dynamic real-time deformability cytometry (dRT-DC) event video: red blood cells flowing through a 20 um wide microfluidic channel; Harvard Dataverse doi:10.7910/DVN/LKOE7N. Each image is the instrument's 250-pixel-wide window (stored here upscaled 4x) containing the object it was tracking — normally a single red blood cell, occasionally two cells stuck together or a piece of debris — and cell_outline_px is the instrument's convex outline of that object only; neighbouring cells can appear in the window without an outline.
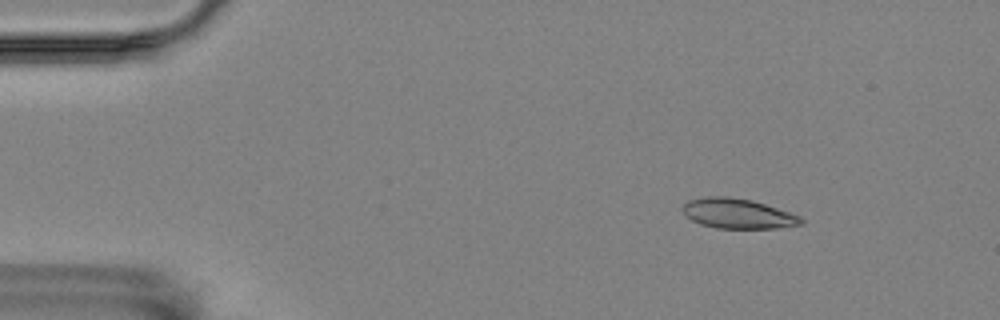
{"species": "Egyptian fruit bat (a non-hibernating species)", "species_latin": "Rousettus aegyptiacus", "temperature_condition": "room temperature", "stored_images_in_passage": 8, "camera_frame_rate_fps": 3000, "um_per_image_px": 0.085, "animal": {"sex": "female"}, "frame": {"image": 1, "passage_image": 2, "time_ms": 0.333, "image_size_px": [1000, 320], "cell_outline_px": [[804, 224], [776, 228], [716, 228], [700, 224], [684, 216], [680, 208], [688, 200], [708, 196], [728, 196], [752, 200], [800, 216], [804, 220]], "centroid_in_image_um": [62.66, 18.15], "position_along_channel_um": 22.3, "area_um2": 20.75}}
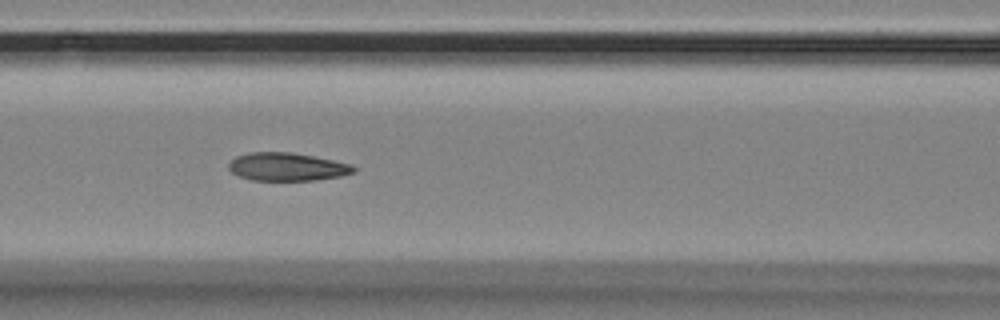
{"frame": {"image": 2, "passage_image": 7, "time_ms": 2.0, "image_size_px": [1000, 320], "cell_outline_px": [[356, 172], [340, 176], [316, 180], [252, 180], [240, 176], [232, 172], [228, 168], [228, 164], [236, 156], [248, 152], [292, 152], [352, 164], [356, 168]], "centroid_in_image_um": [24.41, 14.17], "position_along_channel_um": 142.2, "area_um2": 20.4}}
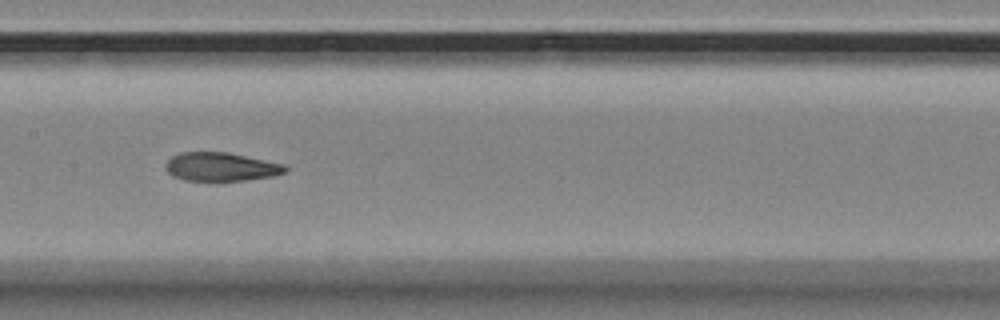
{"frame": {"image": 3, "passage_image": 8, "time_ms": 2.333, "image_size_px": [1000, 320], "cell_outline_px": [[288, 168], [284, 172], [272, 176], [244, 180], [184, 180], [172, 176], [164, 168], [164, 164], [172, 156], [180, 152], [228, 152], [284, 164]], "centroid_in_image_um": [18.74, 14.17], "position_along_channel_um": 188.7, "area_um2": 19.83}}